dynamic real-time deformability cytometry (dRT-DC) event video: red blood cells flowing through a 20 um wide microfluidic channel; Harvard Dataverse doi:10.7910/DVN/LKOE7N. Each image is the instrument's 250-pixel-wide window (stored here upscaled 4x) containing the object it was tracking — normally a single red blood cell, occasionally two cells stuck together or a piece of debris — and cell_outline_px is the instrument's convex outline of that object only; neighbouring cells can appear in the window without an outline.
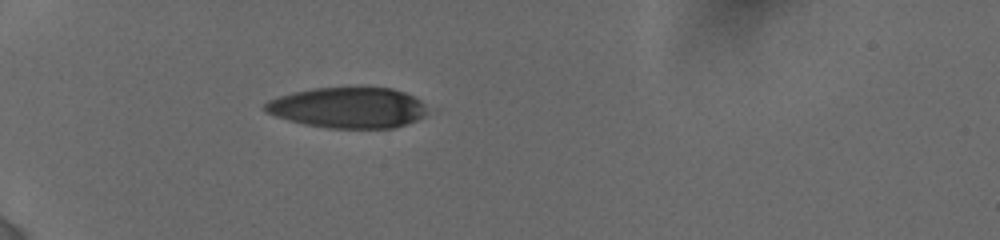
{"species": "human", "species_latin": "Homo sapiens", "temperature_condition": "cold", "stored_images_in_passage": 16, "camera_frame_rate_fps": 3000, "um_per_image_px": 0.085, "donor": {"sex": "female"}, "frame": {"image": 1, "passage_image": 8, "time_ms": 5.333, "image_size_px": [1000, 240], "cell_outline_px": [[424, 116], [416, 120], [392, 128], [328, 128], [304, 124], [288, 120], [264, 112], [264, 104], [268, 100], [292, 92], [312, 88], [392, 88], [404, 92], [420, 100], [424, 104]], "centroid_in_image_um": [29.53, 9.15], "position_along_channel_um": 55.5, "area_um2": 38.26}}
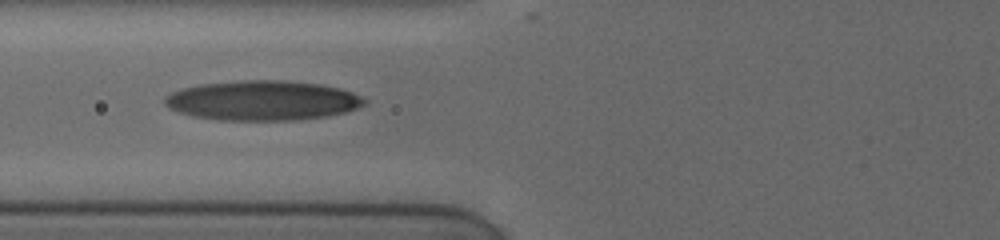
{"frame": {"image": 2, "passage_image": 13, "time_ms": 7.333, "image_size_px": [1000, 240], "cell_outline_px": [[364, 104], [360, 108], [328, 116], [296, 120], [216, 120], [192, 116], [168, 108], [164, 104], [164, 100], [172, 92], [184, 88], [200, 84], [240, 80], [288, 80], [316, 84], [340, 88], [352, 92], [360, 96], [364, 100]], "centroid_in_image_um": [22.3, 8.54], "position_along_channel_um": 103.5, "area_um2": 46.24}}
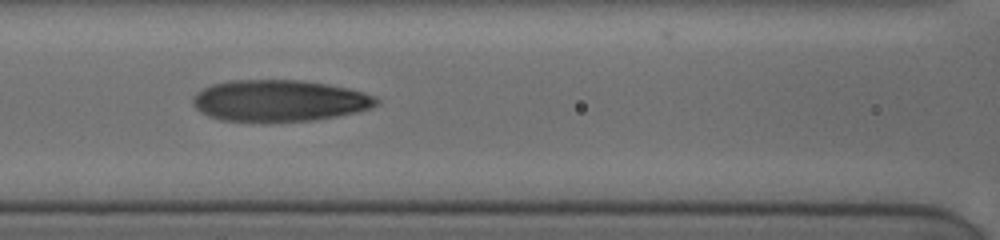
{"frame": {"image": 3, "passage_image": 15, "time_ms": 8.333, "image_size_px": [1000, 240], "cell_outline_px": [[380, 100], [372, 108], [356, 112], [316, 120], [264, 124], [220, 120], [208, 116], [200, 112], [192, 104], [192, 96], [200, 88], [212, 84], [228, 80], [300, 80], [348, 88], [364, 92], [376, 96]], "centroid_in_image_um": [23.68, 8.59], "position_along_channel_um": 142.9, "area_um2": 45.55}}